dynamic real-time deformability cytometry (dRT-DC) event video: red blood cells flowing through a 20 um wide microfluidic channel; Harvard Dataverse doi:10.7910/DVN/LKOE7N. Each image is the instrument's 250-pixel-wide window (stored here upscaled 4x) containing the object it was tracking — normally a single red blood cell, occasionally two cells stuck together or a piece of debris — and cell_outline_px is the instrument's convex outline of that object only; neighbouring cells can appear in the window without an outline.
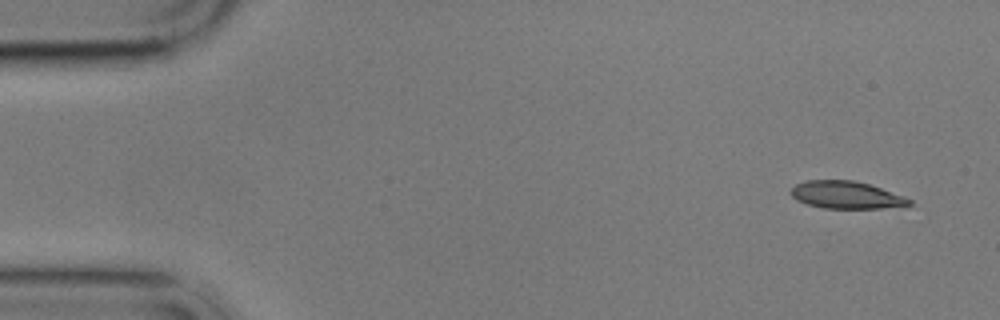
{"species": "common noctule bat (a hibernating species)", "species_latin": "Nyctalus noctula", "temperature_condition": "cold", "stored_images_in_passage": 5, "camera_frame_rate_fps": 3000, "um_per_image_px": 0.085, "animal": {"sex": "male", "body_mass_g": 17.9}, "frame": {"image": 1, "passage_image": 1, "time_ms": 0.0, "image_size_px": [1000, 320], "cell_outline_px": [[912, 204], [880, 208], [824, 208], [808, 204], [796, 200], [792, 196], [792, 188], [796, 184], [808, 180], [856, 180], [904, 196], [912, 200]], "centroid_in_image_um": [71.92, 16.56], "position_along_channel_um": 13.1, "area_um2": 18.61}}
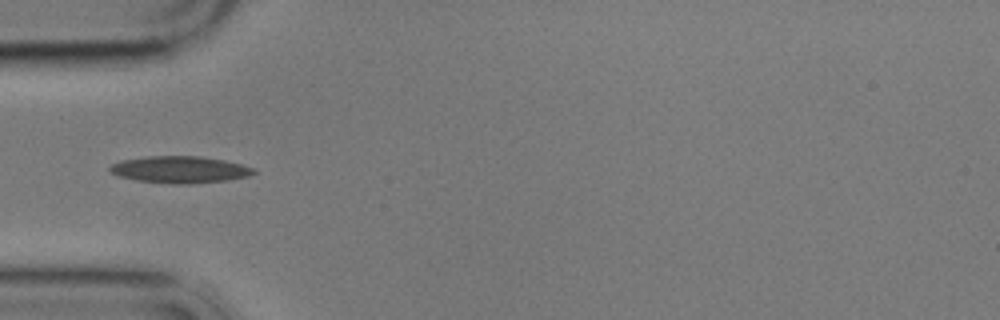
{"frame": {"image": 2, "passage_image": 5, "time_ms": 4.667, "image_size_px": [1000, 320], "cell_outline_px": [[256, 172], [248, 176], [224, 180], [192, 184], [172, 184], [136, 180], [120, 176], [112, 172], [108, 168], [112, 164], [120, 160], [148, 156], [196, 156], [224, 160], [256, 168]], "centroid_in_image_um": [15.28, 14.41], "position_along_channel_um": 69.7, "area_um2": 22.37}}